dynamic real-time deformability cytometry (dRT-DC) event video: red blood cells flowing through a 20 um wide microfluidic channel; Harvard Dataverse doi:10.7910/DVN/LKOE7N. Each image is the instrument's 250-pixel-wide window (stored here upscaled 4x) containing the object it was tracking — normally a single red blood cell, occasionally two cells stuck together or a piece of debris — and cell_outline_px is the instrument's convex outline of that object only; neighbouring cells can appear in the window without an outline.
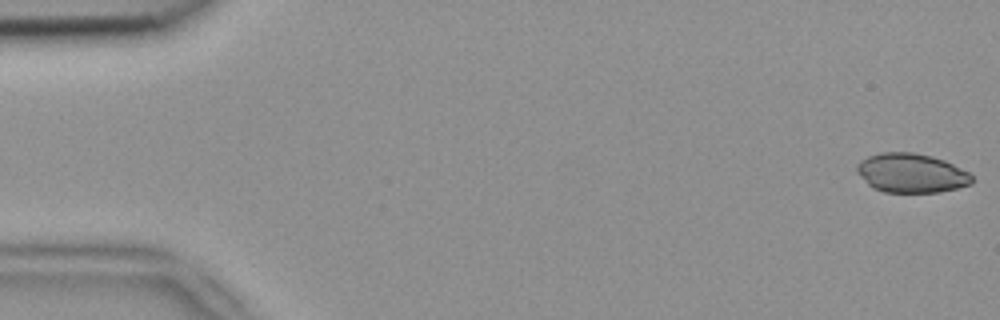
{"species": "common noctule bat (a hibernating species)", "species_latin": "Nyctalus noctula", "temperature_condition": "room temperature", "stored_images_in_passage": 6, "segment_of_instrument_passage": [1, 2], "camera_frame_rate_fps": 3000, "um_per_image_px": 0.085, "animal": {"sex": "female", "body_mass_g": 18.4}, "frame": {"image": 1, "passage_image": 1, "time_ms": 0.0, "image_size_px": [1000, 320], "cell_outline_px": [[972, 184], [940, 192], [884, 192], [872, 188], [856, 172], [856, 164], [860, 160], [868, 156], [884, 152], [912, 152], [932, 156], [944, 160], [968, 172], [972, 176]], "centroid_in_image_um": [77.43, 14.71], "position_along_channel_um": 7.6, "area_um2": 26.3}}
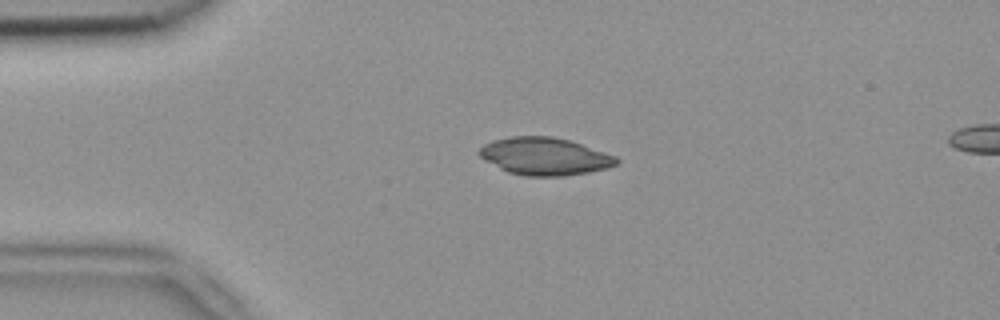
{"frame": {"image": 2, "passage_image": 4, "time_ms": 1.0, "image_size_px": [1000, 320], "cell_outline_px": [[620, 164], [608, 168], [588, 172], [564, 176], [524, 176], [508, 172], [484, 160], [476, 152], [484, 144], [492, 140], [512, 136], [552, 136], [568, 140], [616, 156], [620, 160]], "centroid_in_image_um": [46.29, 13.29], "position_along_channel_um": 38.7, "area_um2": 30.06}}